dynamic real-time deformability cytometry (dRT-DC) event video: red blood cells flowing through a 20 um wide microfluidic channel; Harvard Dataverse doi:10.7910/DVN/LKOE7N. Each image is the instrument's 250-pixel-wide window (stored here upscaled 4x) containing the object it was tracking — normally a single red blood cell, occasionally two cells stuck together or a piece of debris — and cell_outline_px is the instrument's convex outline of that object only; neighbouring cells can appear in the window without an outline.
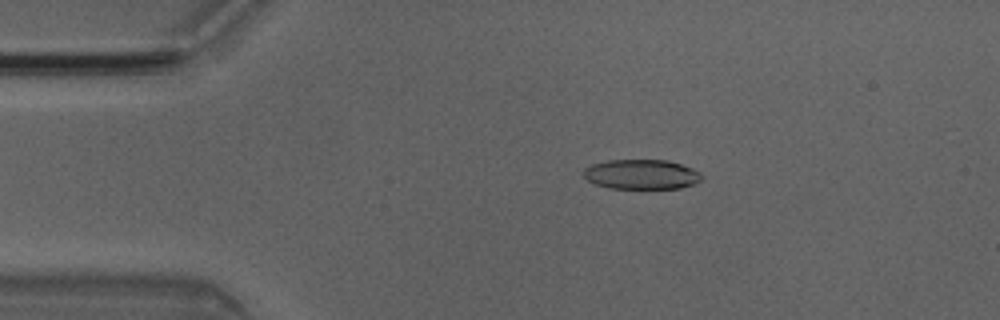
{"species": "Egyptian fruit bat (a non-hibernating species)", "species_latin": "Rousettus aegyptiacus", "temperature_condition": "room temperature", "stored_images_in_passage": 4, "camera_frame_rate_fps": 3000, "um_per_image_px": 0.085, "animal": {"sex": "male"}, "frame": {"image": 1, "passage_image": 3, "time_ms": 0.667, "image_size_px": [1000, 320], "cell_outline_px": [[704, 176], [700, 180], [692, 184], [680, 188], [608, 188], [596, 184], [588, 180], [584, 176], [584, 168], [592, 164], [608, 160], [668, 160], [692, 168], [700, 172]], "centroid_in_image_um": [54.53, 14.81], "position_along_channel_um": 30.5, "area_um2": 20.4}}